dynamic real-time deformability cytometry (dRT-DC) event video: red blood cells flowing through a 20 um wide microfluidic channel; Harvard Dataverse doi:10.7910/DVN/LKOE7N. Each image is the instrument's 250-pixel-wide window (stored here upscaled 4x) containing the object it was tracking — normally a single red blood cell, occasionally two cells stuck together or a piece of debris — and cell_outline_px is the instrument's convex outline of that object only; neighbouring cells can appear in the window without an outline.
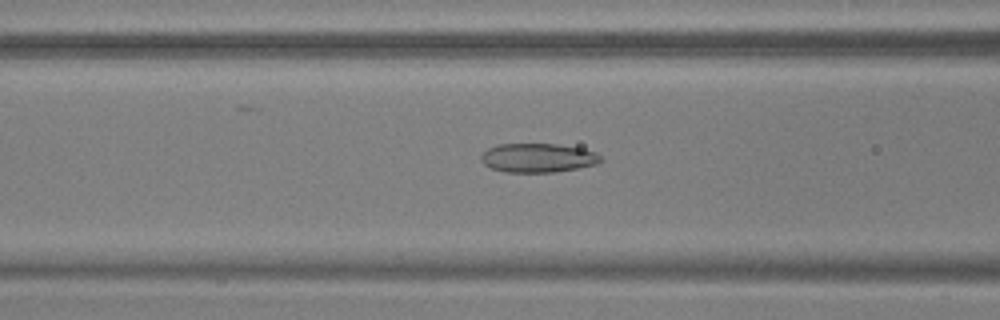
{"species": "common noctule bat (a hibernating species)", "species_latin": "Nyctalus noctula", "temperature_condition": "warm", "stored_images_in_passage": 54, "camera_frame_rate_fps": 3000, "um_per_image_px": 0.085, "animal": {"sex": "male", "body_mass_g": 17.9, "forearm_length_mm": 54.2}, "frame": {"image": 1, "passage_image": 22, "time_ms": 7.0, "image_size_px": [1000, 320], "cell_outline_px": [[600, 160], [596, 164], [576, 168], [552, 172], [504, 172], [492, 168], [484, 164], [480, 160], [480, 156], [488, 148], [496, 144], [556, 144], [580, 148], [596, 152], [600, 156]], "centroid_in_image_um": [45.67, 13.41], "position_along_channel_um": 120.9, "area_um2": 20.06}}
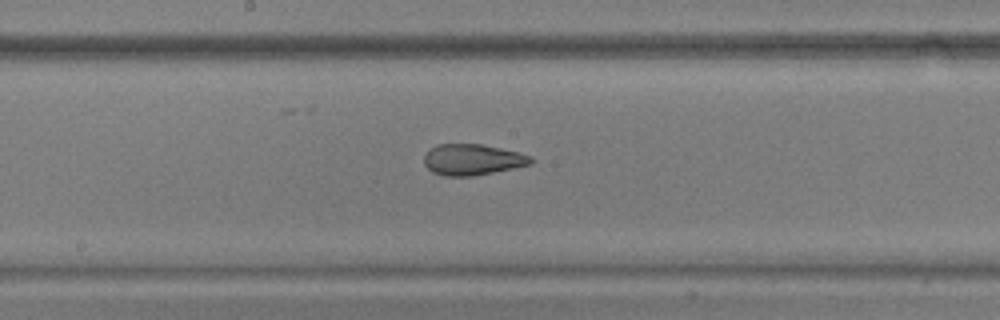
{"frame": {"image": 2, "passage_image": 29, "time_ms": 9.333, "image_size_px": [1000, 320], "cell_outline_px": [[532, 164], [472, 176], [444, 176], [432, 172], [424, 164], [424, 156], [436, 144], [480, 144], [520, 152], [532, 156]], "centroid_in_image_um": [40.16, 13.56], "position_along_channel_um": 208.0, "area_um2": 19.19}}
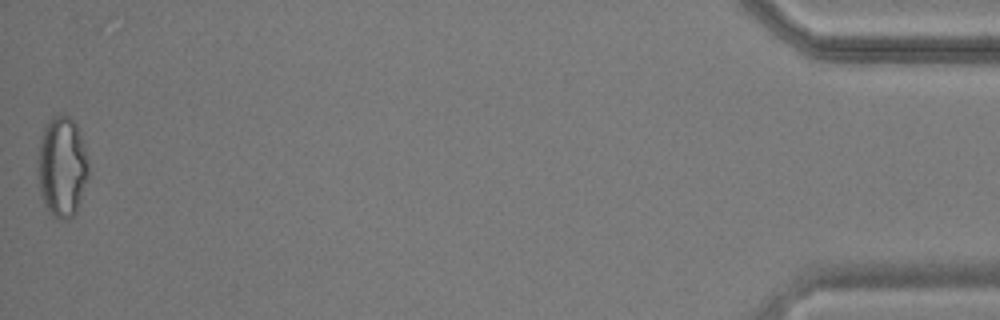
{"frame": {"image": 3, "passage_image": 54, "time_ms": 17.667, "image_size_px": [1000, 320], "cell_outline_px": [[88, 176], [76, 212], [68, 220], [60, 220], [44, 204], [40, 196], [40, 140], [44, 124], [52, 116], [68, 116], [76, 124], [88, 160]], "centroid_in_image_um": [5.29, 14.17], "position_along_channel_um": 429.9, "area_um2": 28.9}, "authors_computed_cell_mechanics": {"area_um2": 22.7154, "velocity_mm_per_s": 3.7231, "shape_relaxation_time_tau1_ms": null, "shape_relaxation_time_tau2_ms": 1.5262, "deformation_change_tau1": null, "deformation_change_tau2": 0.0833}}